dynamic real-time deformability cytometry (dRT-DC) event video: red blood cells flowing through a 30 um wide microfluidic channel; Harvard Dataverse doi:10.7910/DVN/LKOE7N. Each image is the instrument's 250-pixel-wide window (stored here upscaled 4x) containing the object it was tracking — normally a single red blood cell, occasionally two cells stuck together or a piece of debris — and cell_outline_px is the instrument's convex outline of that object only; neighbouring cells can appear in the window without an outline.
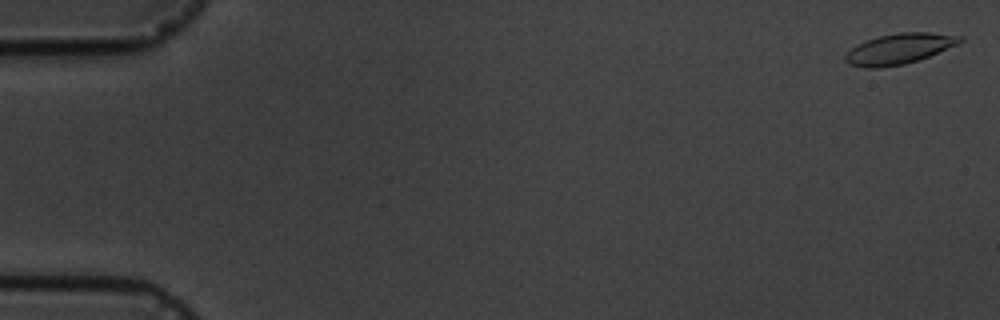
{"species": "common noctule bat (a hibernating species)", "species_latin": "Nyctalus noctula", "temperature_condition": "cold", "stored_images_in_passage": 11, "camera_frame_rate_fps": 3000, "um_per_image_px": 0.085, "animal": {"sex": "male", "body_mass_g": 19.5, "forearm_length_mm": 54.6}, "frame": {"image": 1, "passage_image": 1, "time_ms": 0.0, "image_size_px": [1000, 320], "cell_outline_px": [[964, 40], [956, 44], [928, 56], [904, 64], [876, 68], [864, 68], [848, 64], [844, 60], [844, 56], [852, 48], [868, 40], [880, 36], [900, 32], [932, 32], [964, 36]], "centroid_in_image_um": [76.43, 4.14], "position_along_channel_um": 8.6, "area_um2": 20.06}}
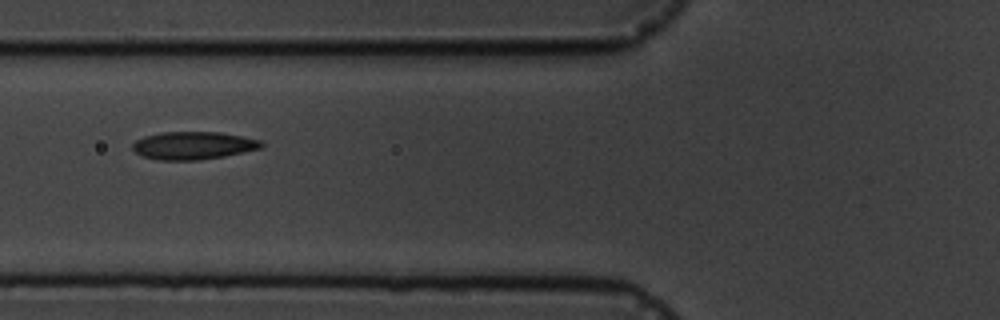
{"frame": {"image": 2, "passage_image": 7, "time_ms": 7.0, "image_size_px": [1000, 320], "cell_outline_px": [[264, 144], [260, 148], [244, 152], [224, 156], [200, 160], [156, 160], [140, 156], [132, 148], [132, 144], [136, 140], [144, 136], [160, 132], [220, 132], [260, 140]], "centroid_in_image_um": [16.38, 12.37], "position_along_channel_um": 109.4, "area_um2": 20.92}}
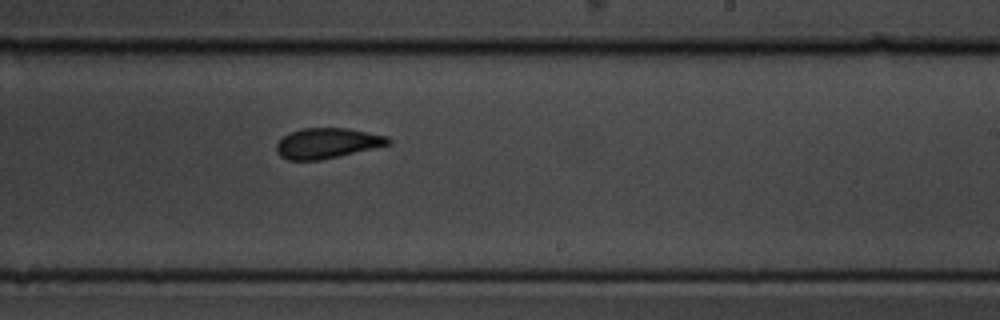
{"frame": {"image": 3, "passage_image": 11, "time_ms": 11.333, "image_size_px": [1000, 320], "cell_outline_px": [[392, 144], [320, 160], [288, 160], [280, 156], [276, 152], [276, 144], [284, 136], [300, 128], [348, 128], [388, 136], [392, 140]], "centroid_in_image_um": [27.83, 12.17], "position_along_channel_um": 261.2, "area_um2": 19.77}}